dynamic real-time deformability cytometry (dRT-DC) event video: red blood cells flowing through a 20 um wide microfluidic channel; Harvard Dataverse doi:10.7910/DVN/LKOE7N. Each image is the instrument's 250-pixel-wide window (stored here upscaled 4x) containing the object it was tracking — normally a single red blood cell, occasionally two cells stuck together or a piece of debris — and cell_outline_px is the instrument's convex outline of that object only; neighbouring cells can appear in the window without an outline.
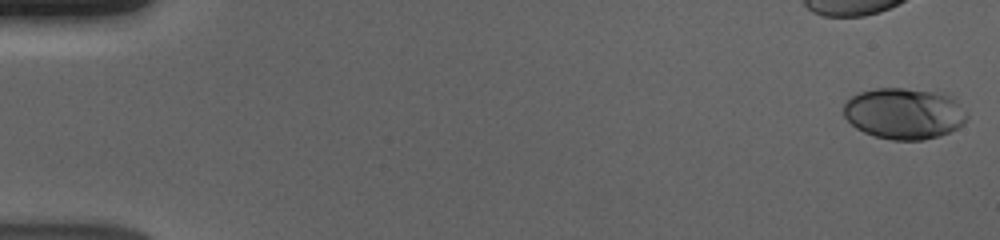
{"species": "human", "species_latin": "Homo sapiens", "temperature_condition": "cold", "stored_images_in_passage": 56, "camera_frame_rate_fps": 3000, "um_per_image_px": 0.085, "donor": {"sex": "male"}, "frame": {"image": 1, "passage_image": 1, "time_ms": 0.0, "image_size_px": [1000, 240], "cell_outline_px": [[968, 116], [964, 124], [940, 136], [924, 140], [892, 140], [876, 136], [864, 132], [856, 128], [844, 116], [844, 104], [852, 96], [860, 92], [876, 88], [904, 88], [932, 92], [948, 96], [956, 100], [968, 112]], "centroid_in_image_um": [76.86, 9.66], "position_along_channel_um": 8.1, "area_um2": 36.65}}